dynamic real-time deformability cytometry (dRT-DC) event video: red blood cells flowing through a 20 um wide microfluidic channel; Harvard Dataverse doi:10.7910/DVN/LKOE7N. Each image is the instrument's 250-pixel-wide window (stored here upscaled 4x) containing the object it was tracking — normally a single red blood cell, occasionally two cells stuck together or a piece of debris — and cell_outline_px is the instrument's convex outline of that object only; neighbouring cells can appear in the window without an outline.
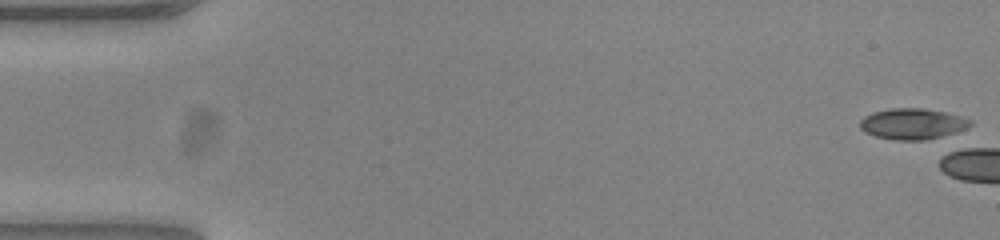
{"species": "common noctule bat (a hibernating species)", "species_latin": "Nyctalus noctula", "temperature_condition": "warm", "stored_images_in_passage": 6, "camera_frame_rate_fps": 3000, "um_per_image_px": 0.085, "animal": {"sex": "female", "body_mass_g": 23.0, "forearm_length_mm": 53.4}, "frame": {"image": 1, "passage_image": 1, "time_ms": 0.0, "image_size_px": [1000, 240], "cell_outline_px": [[972, 124], [968, 128], [948, 136], [924, 140], [892, 140], [876, 136], [864, 132], [860, 128], [860, 120], [864, 116], [872, 112], [892, 108], [924, 108], [948, 112], [972, 120]], "centroid_in_image_um": [77.6, 10.53], "position_along_channel_um": 7.4, "area_um2": 20.29}}